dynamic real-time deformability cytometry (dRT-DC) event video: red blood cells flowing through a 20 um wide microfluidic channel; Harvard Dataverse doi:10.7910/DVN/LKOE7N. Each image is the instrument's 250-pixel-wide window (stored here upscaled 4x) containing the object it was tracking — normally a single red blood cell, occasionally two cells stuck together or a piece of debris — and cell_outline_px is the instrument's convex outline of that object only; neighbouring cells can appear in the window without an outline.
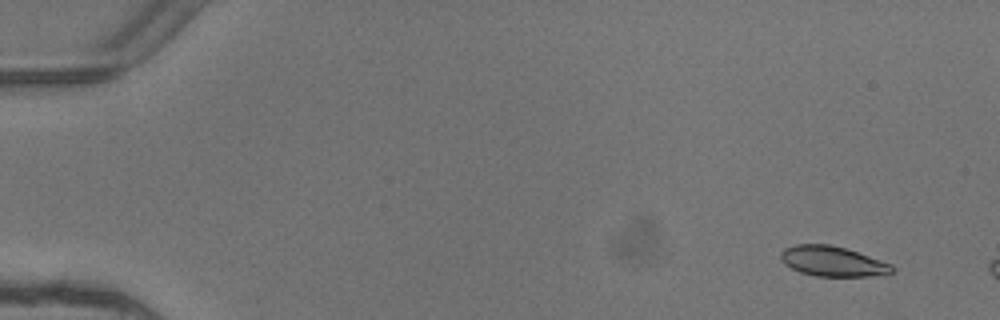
{"species": "common noctule bat (a hibernating species)", "species_latin": "Nyctalus noctula", "temperature_condition": "warm", "stored_images_in_passage": 3, "camera_frame_rate_fps": 3000, "um_per_image_px": 0.085, "animal": {"sex": "female"}, "frame": {"image": 1, "passage_image": 1, "time_ms": 0.0, "image_size_px": [1000, 320], "cell_outline_px": [[892, 272], [868, 276], [816, 276], [800, 272], [784, 264], [780, 256], [780, 252], [784, 248], [796, 244], [832, 244], [892, 264]], "centroid_in_image_um": [70.7, 22.2], "position_along_channel_um": 14.3, "area_um2": 19.25}}